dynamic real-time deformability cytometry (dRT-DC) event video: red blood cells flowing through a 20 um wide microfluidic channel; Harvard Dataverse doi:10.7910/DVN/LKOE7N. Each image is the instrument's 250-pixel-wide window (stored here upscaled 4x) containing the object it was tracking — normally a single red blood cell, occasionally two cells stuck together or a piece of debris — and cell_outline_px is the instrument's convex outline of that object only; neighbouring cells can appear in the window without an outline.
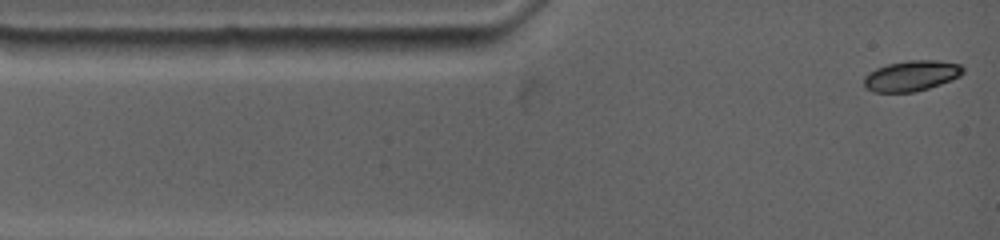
{"species": "common noctule bat (a hibernating species)", "species_latin": "Nyctalus noctula", "temperature_condition": "warm", "stored_images_in_passage": 50, "camera_frame_rate_fps": 4500, "um_per_image_px": 0.085, "animal": {"sex": "female", "body_mass_g": 19.0, "forearm_length_mm": 53.3}, "frame": {"image": 1, "passage_image": 1, "time_ms": 0.0, "image_size_px": [1000, 240], "cell_outline_px": [[964, 72], [960, 76], [940, 84], [916, 92], [872, 92], [864, 88], [864, 76], [868, 72], [876, 68], [888, 64], [908, 60], [936, 60], [960, 64], [964, 68]], "centroid_in_image_um": [77.44, 6.44], "position_along_channel_um": 7.6, "area_um2": 17.74}}
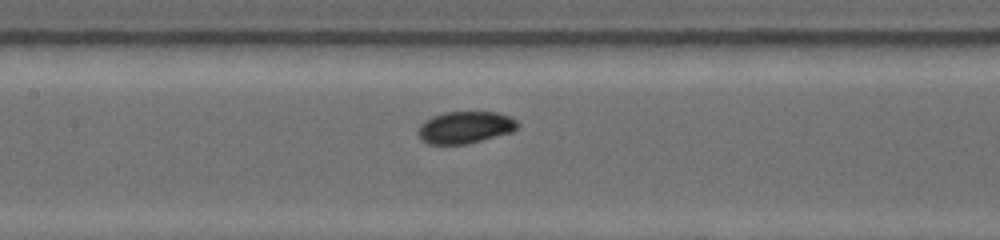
{"frame": {"image": 2, "passage_image": 22, "time_ms": 5.556, "image_size_px": [1000, 240], "cell_outline_px": [[520, 124], [512, 132], [468, 144], [428, 144], [420, 140], [416, 136], [416, 132], [420, 124], [424, 120], [432, 116], [444, 112], [496, 112], [508, 116], [516, 120]], "centroid_in_image_um": [39.48, 10.83], "position_along_channel_um": 167.9, "area_um2": 18.84}}
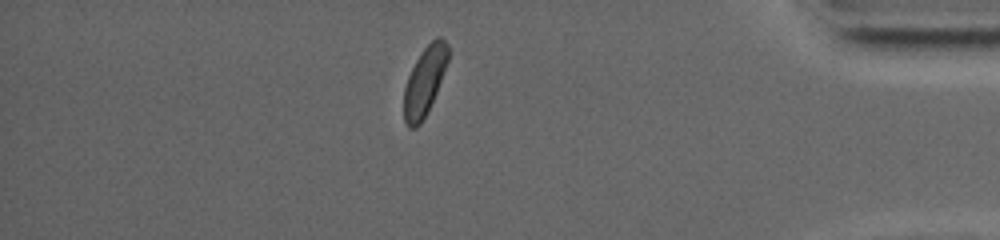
{"frame": {"image": 3, "passage_image": 42, "time_ms": 13.111, "image_size_px": [1000, 240], "cell_outline_px": [[448, 60], [436, 92], [428, 112], [420, 124], [416, 128], [408, 128], [404, 124], [404, 88], [408, 76], [416, 60], [424, 48], [436, 36], [440, 36], [448, 44]], "centroid_in_image_um": [36.07, 6.93], "position_along_channel_um": 399.1, "area_um2": 17.57}, "authors_computed_cell_mechanics": {"area_um2": 18.207, "velocity_mm_per_s": 3.624, "shape_relaxation_time_tau1_ms": 1.2635, "shape_relaxation_time_tau2_ms": null, "deformation_change_tau1": 0.0671, "deformation_change_tau2": null}}